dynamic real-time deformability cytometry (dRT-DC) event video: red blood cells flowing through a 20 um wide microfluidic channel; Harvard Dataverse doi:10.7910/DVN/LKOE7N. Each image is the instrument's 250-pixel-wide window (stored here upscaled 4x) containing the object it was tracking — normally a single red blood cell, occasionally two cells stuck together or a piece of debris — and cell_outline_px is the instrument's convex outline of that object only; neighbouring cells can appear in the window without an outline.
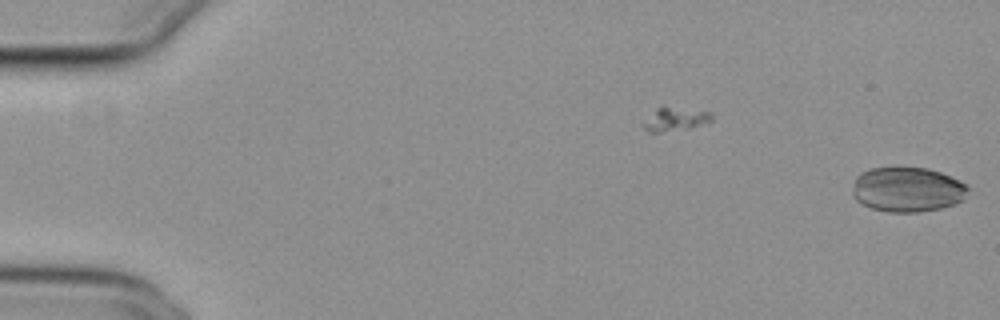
{"species": "common noctule bat (a hibernating species)", "species_latin": "Nyctalus noctula", "temperature_condition": "cold", "stored_images_in_passage": 11, "camera_frame_rate_fps": 3000, "um_per_image_px": 0.085, "animal": {"sex": "female", "body_mass_g": 29.2, "forearm_length_mm": 56.3}, "frame": {"image": 1, "passage_image": 11, "time_ms": 3.333, "image_size_px": [1000, 320], "cell_outline_px": [[968, 188], [964, 200], [956, 204], [940, 208], [920, 212], [888, 212], [872, 208], [856, 200], [852, 196], [852, 192], [856, 176], [860, 172], [872, 168], [892, 164], [896, 164], [928, 168], [940, 172], [960, 180], [968, 184]], "centroid_in_image_um": [77.13, 16.06], "position_along_channel_um": 7.9, "area_um2": 31.15}}